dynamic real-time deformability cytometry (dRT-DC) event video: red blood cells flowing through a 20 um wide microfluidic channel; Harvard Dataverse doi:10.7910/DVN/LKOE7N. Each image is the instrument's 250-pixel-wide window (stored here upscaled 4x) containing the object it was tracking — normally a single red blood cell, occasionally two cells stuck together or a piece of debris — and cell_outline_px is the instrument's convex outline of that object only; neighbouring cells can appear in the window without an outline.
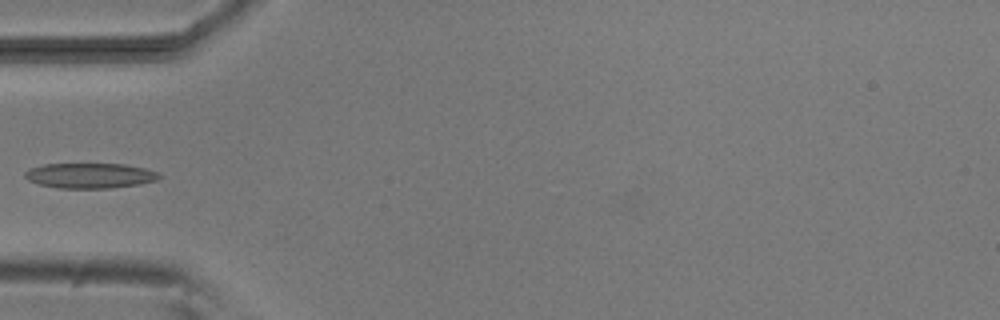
{"species": "common noctule bat (a hibernating species)", "species_latin": "Nyctalus noctula", "temperature_condition": "room temperature", "stored_images_in_passage": 5, "camera_frame_rate_fps": 3000, "um_per_image_px": 0.085, "animal": {"sex": "male", "body_mass_g": 20.5, "forearm_length_mm": 52.5}, "frame": {"image": 1, "passage_image": 5, "time_ms": 5.333, "image_size_px": [1000, 320], "cell_outline_px": [[160, 176], [156, 180], [140, 184], [108, 188], [60, 188], [40, 184], [28, 180], [24, 176], [24, 172], [28, 168], [44, 164], [124, 164], [144, 168], [160, 172]], "centroid_in_image_um": [7.63, 14.92], "position_along_channel_um": 77.4, "area_um2": 19.65}}